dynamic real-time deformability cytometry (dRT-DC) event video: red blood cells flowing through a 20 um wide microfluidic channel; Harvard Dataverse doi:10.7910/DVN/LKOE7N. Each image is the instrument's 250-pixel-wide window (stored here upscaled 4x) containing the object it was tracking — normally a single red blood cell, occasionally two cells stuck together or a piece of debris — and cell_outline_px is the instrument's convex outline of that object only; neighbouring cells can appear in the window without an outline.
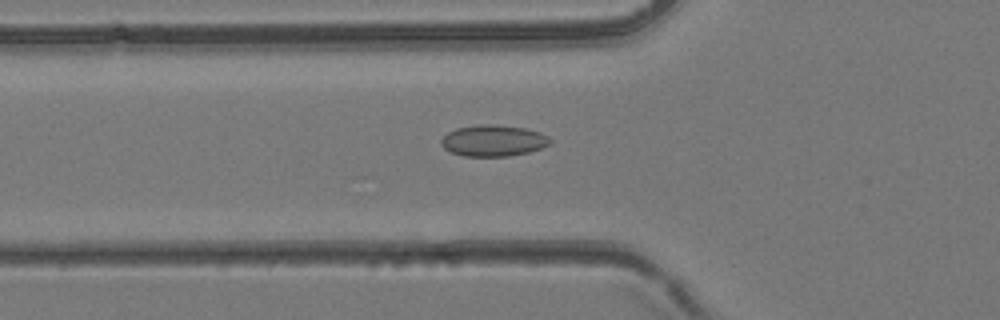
{"species": "common noctule bat (a hibernating species)", "species_latin": "Nyctalus noctula", "temperature_condition": "room temperature", "stored_images_in_passage": 42, "camera_frame_rate_fps": 3000, "um_per_image_px": 0.085, "animal": {"sex": "female", "body_mass_g": 24.6, "forearm_length_mm": 56.2}, "frame": {"image": 1, "passage_image": 14, "time_ms": 4.333, "image_size_px": [1000, 320], "cell_outline_px": [[552, 140], [548, 144], [540, 148], [528, 152], [508, 156], [464, 156], [452, 152], [444, 148], [440, 144], [440, 140], [448, 132], [456, 128], [476, 124], [496, 124], [524, 128], [540, 132], [548, 136]], "centroid_in_image_um": [41.91, 11.94], "position_along_channel_um": 83.9, "area_um2": 19.88}}
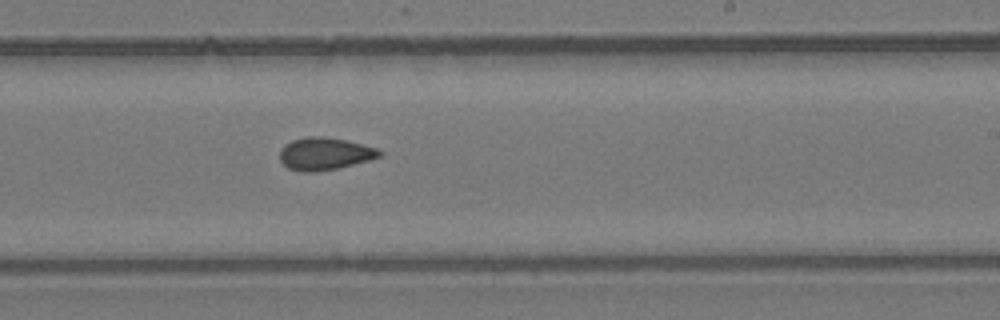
{"frame": {"image": 2, "passage_image": 25, "time_ms": 8.0, "image_size_px": [1000, 320], "cell_outline_px": [[384, 156], [336, 168], [316, 172], [300, 172], [288, 168], [280, 160], [280, 148], [284, 144], [292, 140], [308, 136], [320, 136], [344, 140], [376, 148], [384, 152]], "centroid_in_image_um": [27.57, 13.07], "position_along_channel_um": 261.4, "area_um2": 18.79}}
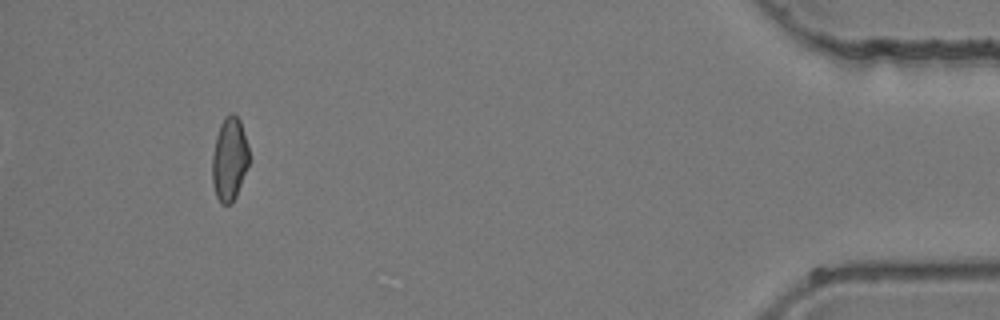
{"frame": {"image": 3, "passage_image": 39, "time_ms": 12.667, "image_size_px": [1000, 320], "cell_outline_px": [[252, 160], [236, 196], [228, 204], [220, 204], [216, 196], [212, 184], [212, 156], [216, 136], [220, 124], [224, 116], [228, 112], [232, 112], [240, 120], [248, 144]], "centroid_in_image_um": [19.53, 13.5], "position_along_channel_um": 415.7, "area_um2": 18.5}}